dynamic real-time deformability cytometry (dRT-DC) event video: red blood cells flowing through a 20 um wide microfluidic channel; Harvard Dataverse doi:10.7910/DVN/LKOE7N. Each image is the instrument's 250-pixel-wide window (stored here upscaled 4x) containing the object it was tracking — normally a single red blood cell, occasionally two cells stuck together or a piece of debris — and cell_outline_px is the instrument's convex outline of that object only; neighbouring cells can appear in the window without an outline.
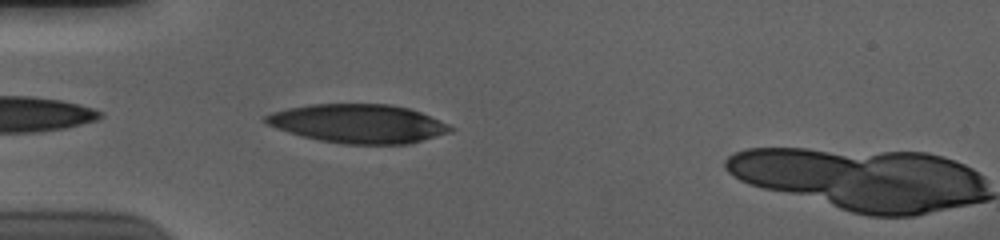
{"species": "human", "species_latin": "Homo sapiens", "temperature_condition": "cold", "stored_images_in_passage": 3, "camera_frame_rate_fps": 3000, "um_per_image_px": 0.085, "donor": {"sex": "male"}, "frame": {"image": 1, "passage_image": 2, "time_ms": 0.333, "image_size_px": [1000, 240], "cell_outline_px": [[456, 128], [452, 132], [408, 144], [344, 144], [320, 140], [288, 132], [276, 128], [268, 124], [264, 120], [264, 116], [272, 112], [288, 108], [312, 104], [392, 104], [408, 108], [420, 112]], "centroid_in_image_um": [30.47, 10.51], "position_along_channel_um": 54.5, "area_um2": 41.56}}